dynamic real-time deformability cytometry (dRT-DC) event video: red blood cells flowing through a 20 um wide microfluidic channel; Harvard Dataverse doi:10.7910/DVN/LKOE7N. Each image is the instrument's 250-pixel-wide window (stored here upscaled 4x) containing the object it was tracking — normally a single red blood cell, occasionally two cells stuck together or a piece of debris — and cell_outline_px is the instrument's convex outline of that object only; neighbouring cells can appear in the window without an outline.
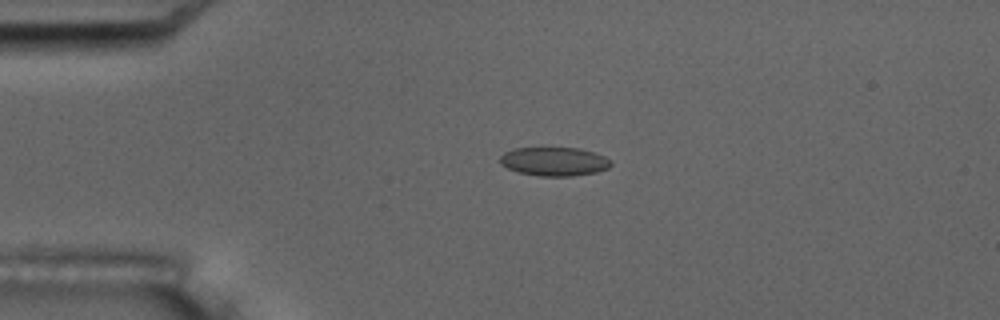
{"species": "common noctule bat (a hibernating species)", "species_latin": "Nyctalus noctula", "temperature_condition": "room temperature", "stored_images_in_passage": 5, "camera_frame_rate_fps": 3000, "um_per_image_px": 0.085, "animal": {"sex": "male", "body_mass_g": 17.5, "forearm_length_mm": 52.3}, "frame": {"image": 1, "passage_image": 4, "time_ms": 3.333, "image_size_px": [1000, 320], "cell_outline_px": [[612, 164], [608, 168], [596, 172], [572, 176], [540, 176], [520, 172], [508, 168], [500, 164], [500, 156], [504, 152], [512, 148], [580, 148], [596, 152], [604, 156]], "centroid_in_image_um": [47.1, 13.72], "position_along_channel_um": 37.9, "area_um2": 18.55}}